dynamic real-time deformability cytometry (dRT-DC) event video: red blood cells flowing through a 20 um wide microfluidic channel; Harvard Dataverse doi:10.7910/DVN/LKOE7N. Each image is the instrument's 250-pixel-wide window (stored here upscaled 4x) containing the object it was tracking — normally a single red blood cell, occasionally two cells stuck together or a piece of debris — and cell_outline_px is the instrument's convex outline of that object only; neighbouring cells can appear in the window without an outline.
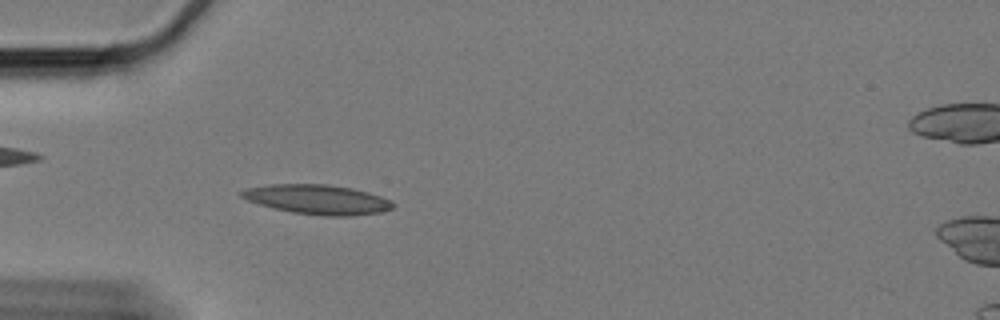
{"species": "Egyptian fruit bat (a non-hibernating species)", "species_latin": "Rousettus aegyptiacus", "temperature_condition": "cold", "stored_images_in_passage": 49, "camera_frame_rate_fps": 3000, "um_per_image_px": 0.085, "animal": {"sex": "female"}, "frame": {"image": 1, "passage_image": 6, "time_ms": 1.667, "image_size_px": [1000, 320], "cell_outline_px": [[396, 204], [392, 208], [380, 212], [352, 216], [324, 216], [292, 212], [272, 208], [248, 200], [240, 196], [240, 192], [248, 188], [268, 184], [328, 184], [352, 188], [368, 192], [392, 200]], "centroid_in_image_um": [27.01, 16.95], "position_along_channel_um": 58.0, "area_um2": 26.13}}
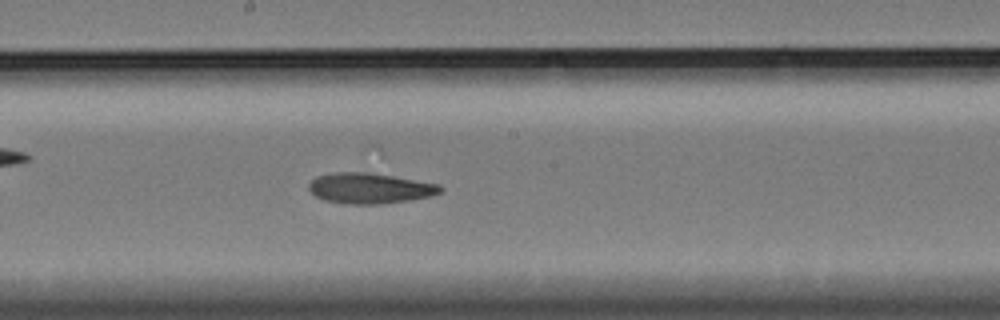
{"frame": {"image": 2, "passage_image": 21, "time_ms": 6.667, "image_size_px": [1000, 320], "cell_outline_px": [[444, 188], [440, 192], [432, 196], [408, 200], [380, 204], [344, 204], [324, 200], [316, 196], [308, 188], [308, 184], [316, 176], [332, 172], [368, 172], [440, 184]], "centroid_in_image_um": [31.42, 16.0], "position_along_channel_um": 216.8, "area_um2": 23.47}}
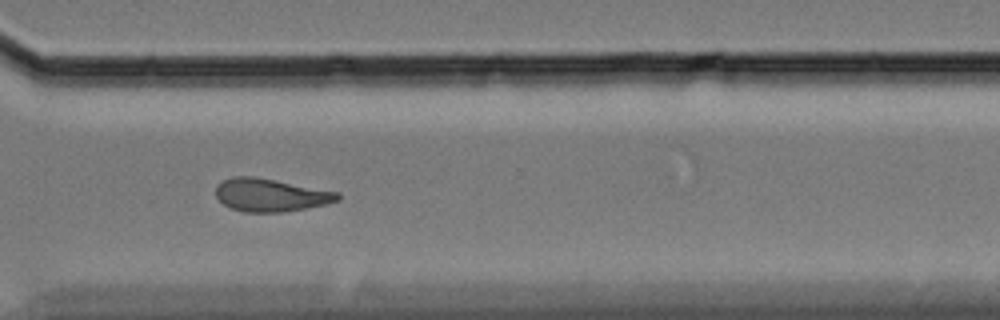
{"frame": {"image": 3, "passage_image": 33, "time_ms": 10.667, "image_size_px": [1000, 320], "cell_outline_px": [[340, 200], [324, 204], [284, 212], [244, 212], [232, 208], [224, 204], [216, 196], [216, 188], [224, 180], [232, 176], [252, 176], [276, 180], [340, 192]], "centroid_in_image_um": [23.02, 16.57], "position_along_channel_um": 347.6, "area_um2": 23.18}, "authors_computed_cell_mechanics": {"area_um2": 23.3512, "velocity_mm_per_s": 3.2709, "shape_relaxation_time_tau1_ms": null, "shape_relaxation_time_tau2_ms": 10.1923, "deformation_change_tau1": null, "deformation_change_tau2": 0.1941}}